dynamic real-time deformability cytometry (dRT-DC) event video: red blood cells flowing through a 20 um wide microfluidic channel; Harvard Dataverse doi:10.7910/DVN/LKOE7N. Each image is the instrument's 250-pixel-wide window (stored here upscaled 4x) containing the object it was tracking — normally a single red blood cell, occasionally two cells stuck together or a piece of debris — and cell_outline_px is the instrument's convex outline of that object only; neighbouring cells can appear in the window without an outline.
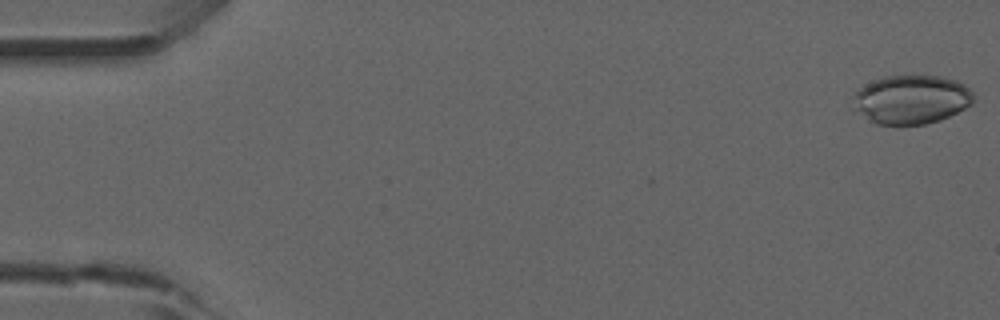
{"species": "common noctule bat (a hibernating species)", "species_latin": "Nyctalus noctula", "temperature_condition": "room temperature", "stored_images_in_passage": 27, "camera_frame_rate_fps": 3000, "um_per_image_px": 0.085, "animal": {"sex": "male", "forearm_length_mm": 52.5}, "frame": {"image": 1, "passage_image": 1, "time_ms": 0.0, "image_size_px": [1000, 320], "cell_outline_px": [[976, 96], [972, 104], [940, 120], [924, 124], [876, 124], [868, 120], [852, 108], [856, 88], [864, 84], [884, 76], [940, 76], [956, 80], [964, 84]], "centroid_in_image_um": [77.44, 8.45], "position_along_channel_um": 7.6, "area_um2": 34.45}}
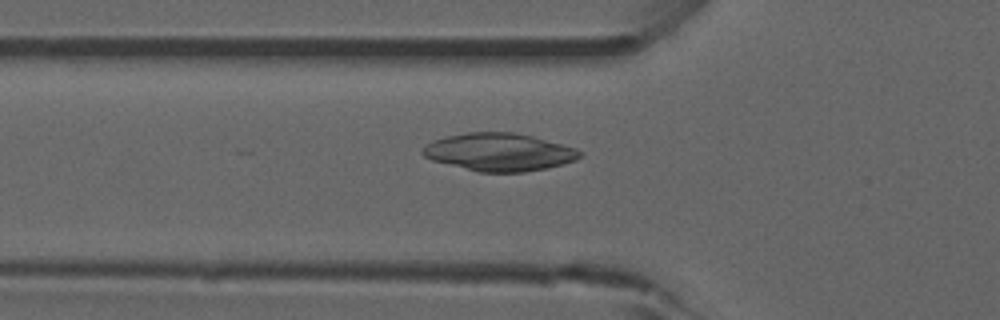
{"frame": {"image": 2, "passage_image": 18, "time_ms": 5.667, "image_size_px": [1000, 320], "cell_outline_px": [[584, 152], [576, 160], [564, 164], [548, 168], [524, 172], [480, 172], [432, 160], [424, 156], [420, 152], [432, 140], [448, 136], [468, 132], [512, 132], [532, 136], [576, 148]], "centroid_in_image_um": [42.46, 12.93], "position_along_channel_um": 83.3, "area_um2": 34.45}}
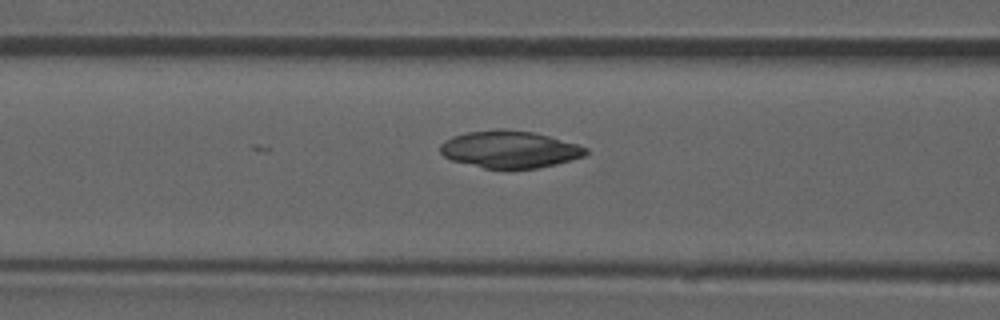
{"frame": {"image": 3, "passage_image": 21, "time_ms": 6.667, "image_size_px": [1000, 320], "cell_outline_px": [[588, 152], [584, 156], [572, 160], [556, 164], [536, 168], [484, 168], [452, 160], [444, 156], [440, 152], [440, 144], [444, 140], [452, 136], [468, 132], [496, 128], [504, 128], [532, 132], [548, 136], [576, 144], [588, 148]], "centroid_in_image_um": [43.3, 12.68], "position_along_channel_um": 123.3, "area_um2": 31.44}}